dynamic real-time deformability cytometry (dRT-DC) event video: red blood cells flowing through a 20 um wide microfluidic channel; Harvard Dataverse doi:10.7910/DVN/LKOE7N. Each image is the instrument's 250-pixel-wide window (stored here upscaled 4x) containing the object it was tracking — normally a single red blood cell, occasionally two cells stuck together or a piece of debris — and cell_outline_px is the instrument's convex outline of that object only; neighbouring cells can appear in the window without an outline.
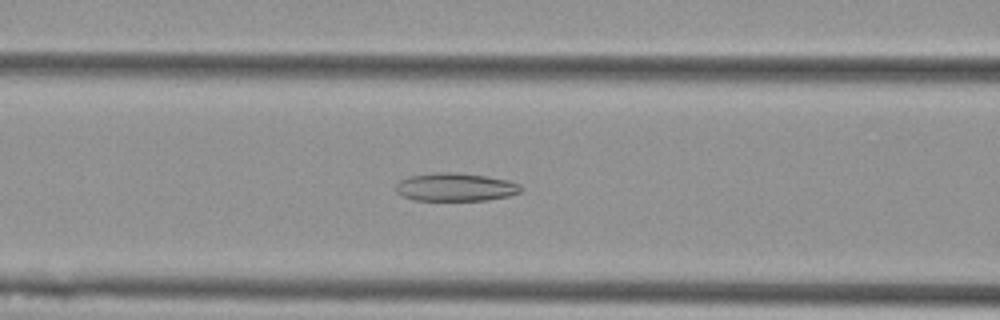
{"species": "Egyptian fruit bat (a non-hibernating species)", "species_latin": "Rousettus aegyptiacus", "temperature_condition": "cold", "stored_images_in_passage": 47, "camera_frame_rate_fps": 3000, "um_per_image_px": 0.085, "animal": {"sex": "female"}, "frame": {"image": 1, "passage_image": 14, "time_ms": 4.333, "image_size_px": [1000, 320], "cell_outline_px": [[524, 188], [520, 192], [508, 196], [488, 200], [412, 200], [400, 196], [396, 192], [396, 184], [400, 180], [408, 176], [432, 172], [456, 172], [484, 176], [508, 180], [520, 184]], "centroid_in_image_um": [38.68, 15.9], "position_along_channel_um": 127.9, "area_um2": 20.75}}
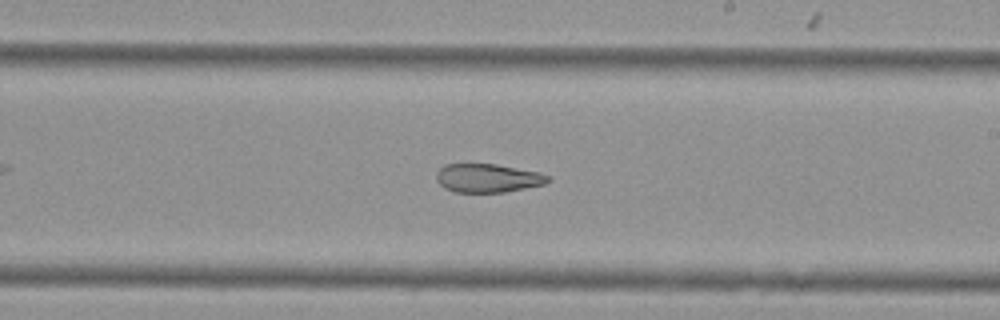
{"frame": {"image": 2, "passage_image": 24, "time_ms": 7.667, "image_size_px": [1000, 320], "cell_outline_px": [[552, 180], [544, 184], [504, 192], [456, 192], [444, 188], [436, 180], [436, 172], [444, 164], [496, 164], [540, 172], [548, 176]], "centroid_in_image_um": [41.45, 15.13], "position_along_channel_um": 247.6, "area_um2": 18.61}}
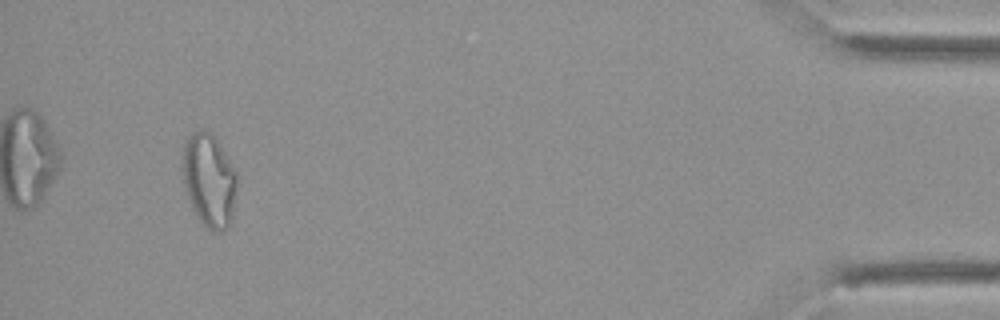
{"frame": {"image": 3, "passage_image": 44, "time_ms": 14.333, "image_size_px": [1000, 320], "cell_outline_px": [[236, 192], [232, 216], [228, 228], [224, 232], [212, 232], [200, 220], [192, 208], [188, 200], [184, 188], [180, 164], [184, 144], [188, 136], [192, 132], [212, 132], [236, 172]], "centroid_in_image_um": [17.74, 15.35], "position_along_channel_um": 417.5, "area_um2": 29.82}}